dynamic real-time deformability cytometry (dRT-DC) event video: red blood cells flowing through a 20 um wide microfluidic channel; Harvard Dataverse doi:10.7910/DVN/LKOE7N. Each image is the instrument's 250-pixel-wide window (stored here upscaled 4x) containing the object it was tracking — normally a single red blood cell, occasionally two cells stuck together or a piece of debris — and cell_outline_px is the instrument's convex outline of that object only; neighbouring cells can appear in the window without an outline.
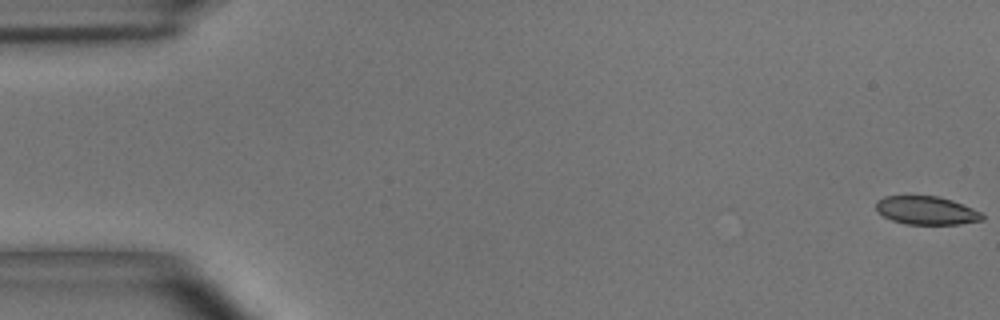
{"species": "common noctule bat (a hibernating species)", "species_latin": "Nyctalus noctula", "temperature_condition": "room temperature", "stored_images_in_passage": 55, "camera_frame_rate_fps": 3000, "um_per_image_px": 0.085, "animal": {"sex": "male", "body_mass_g": 15.6}, "frame": {"image": 1, "passage_image": 1, "time_ms": 0.0, "image_size_px": [1000, 320], "cell_outline_px": [[984, 220], [960, 224], [904, 224], [892, 220], [884, 216], [876, 208], [876, 200], [884, 196], [936, 196], [952, 200], [972, 208], [980, 212], [984, 216]], "centroid_in_image_um": [78.75, 17.89], "position_along_channel_um": 6.3, "area_um2": 17.46}}
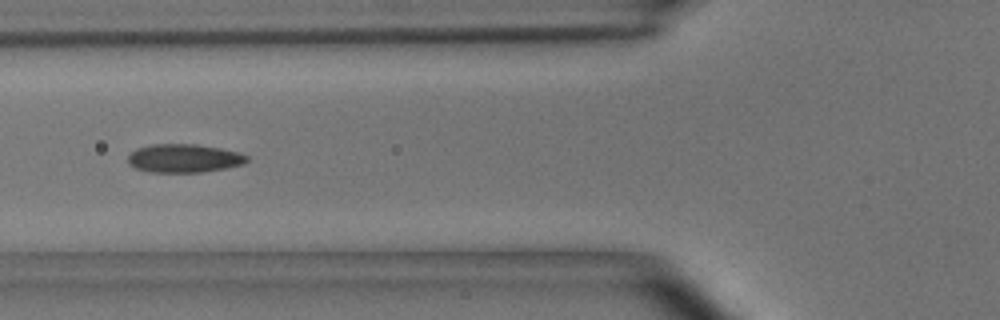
{"frame": {"image": 2, "passage_image": 21, "time_ms": 6.667, "image_size_px": [1000, 320], "cell_outline_px": [[248, 160], [244, 164], [224, 168], [200, 172], [148, 172], [136, 168], [128, 164], [128, 156], [136, 148], [152, 144], [196, 144], [220, 148], [236, 152], [248, 156]], "centroid_in_image_um": [15.61, 13.45], "position_along_channel_um": 110.2, "area_um2": 19.65}}
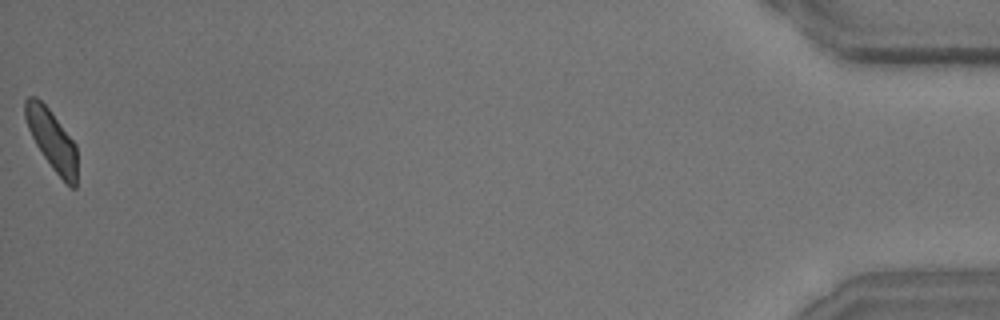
{"frame": {"image": 3, "passage_image": 55, "time_ms": 18.0, "image_size_px": [1000, 320], "cell_outline_px": [[76, 188], [72, 188], [52, 168], [36, 144], [28, 128], [24, 116], [24, 100], [28, 96], [36, 96], [48, 108], [76, 144]], "centroid_in_image_um": [4.39, 11.84], "position_along_channel_um": 430.8, "area_um2": 17.86}, "authors_computed_cell_mechanics": {"area_um2": 19.074, "velocity_mm_per_s": 3.6721, "shape_relaxation_time_tau1_ms": 3.4263, "shape_relaxation_time_tau2_ms": 1.5231, "deformation_change_tau1": 0.1437, "deformation_change_tau2": 0.0831}}